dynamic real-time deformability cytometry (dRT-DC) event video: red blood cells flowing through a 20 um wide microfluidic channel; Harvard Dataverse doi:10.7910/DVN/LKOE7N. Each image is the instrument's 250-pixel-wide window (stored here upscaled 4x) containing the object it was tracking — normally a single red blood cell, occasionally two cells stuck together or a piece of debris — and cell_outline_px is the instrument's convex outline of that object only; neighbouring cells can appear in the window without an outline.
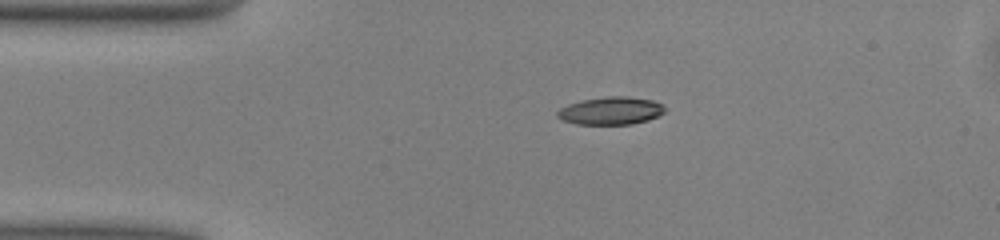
{"species": "common noctule bat (a hibernating species)", "species_latin": "Nyctalus noctula", "temperature_condition": "warm", "stored_images_in_passage": 41, "camera_frame_rate_fps": 3000, "um_per_image_px": 0.085, "animal": {"sex": "male", "body_mass_g": 13.0, "forearm_length_mm": 53.1}, "frame": {"image": 1, "passage_image": 1, "time_ms": 0.0, "image_size_px": [1000, 240], "cell_outline_px": [[664, 112], [648, 120], [632, 124], [576, 124], [564, 120], [556, 116], [556, 112], [560, 108], [568, 104], [580, 100], [608, 96], [628, 96], [652, 100], [664, 104]], "centroid_in_image_um": [51.91, 9.4], "position_along_channel_um": 33.1, "area_um2": 17.4}}
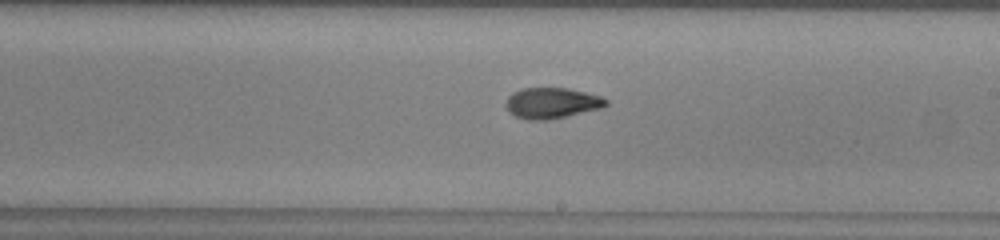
{"frame": {"image": 2, "passage_image": 19, "time_ms": 6.0, "image_size_px": [1000, 240], "cell_outline_px": [[608, 104], [600, 108], [548, 120], [528, 120], [516, 116], [508, 112], [508, 96], [512, 92], [520, 88], [568, 88], [600, 96], [608, 100]], "centroid_in_image_um": [46.89, 8.75], "position_along_channel_um": 242.1, "area_um2": 17.74}}
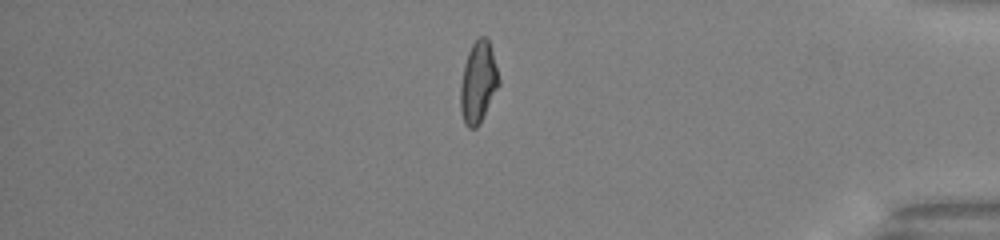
{"frame": {"image": 3, "passage_image": 33, "time_ms": 10.667, "image_size_px": [1000, 240], "cell_outline_px": [[500, 84], [480, 124], [476, 128], [468, 128], [464, 124], [460, 112], [460, 84], [464, 64], [468, 52], [472, 44], [480, 36], [484, 36], [488, 40], [492, 52], [500, 80]], "centroid_in_image_um": [40.63, 7.04], "position_along_channel_um": 394.6, "area_um2": 18.32}, "authors_computed_cell_mechanics": {"area_um2": 17.918, "velocity_mm_per_s": 4.0778, "shape_relaxation_time_tau1_ms": 4.0794, "shape_relaxation_time_tau2_ms": 2.8944, "deformation_change_tau1": 0.17, "deformation_change_tau2": 0.0821}}